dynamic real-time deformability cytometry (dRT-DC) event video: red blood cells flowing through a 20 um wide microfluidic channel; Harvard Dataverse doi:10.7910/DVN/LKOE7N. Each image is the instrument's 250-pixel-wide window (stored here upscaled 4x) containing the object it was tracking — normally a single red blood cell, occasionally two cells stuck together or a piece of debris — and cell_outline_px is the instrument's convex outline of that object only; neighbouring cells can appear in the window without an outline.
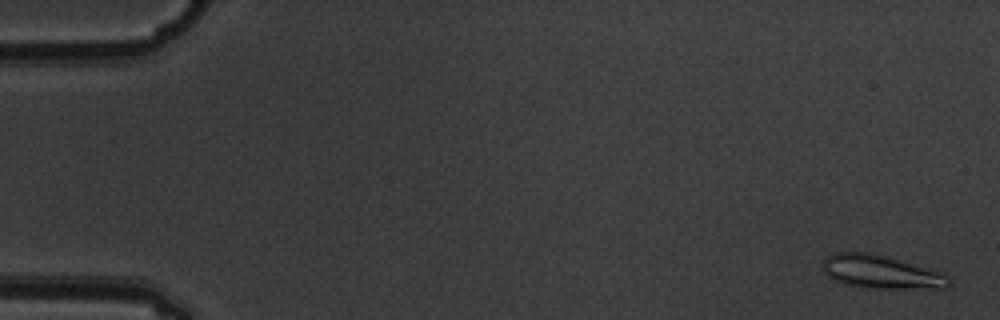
{"species": "common noctule bat (a hibernating species)", "species_latin": "Nyctalus noctula", "temperature_condition": "warm", "stored_images_in_passage": 6, "camera_frame_rate_fps": 3000, "um_per_image_px": 0.085, "animal": {"sex": "male", "body_mass_g": 19.5, "forearm_length_mm": 54.6}, "frame": {"image": 1, "passage_image": 1, "time_ms": 0.0, "image_size_px": [1000, 320], "cell_outline_px": [[952, 284], [948, 288], [868, 288], [844, 284], [832, 280], [824, 272], [824, 256], [836, 252], [872, 252], [888, 256], [940, 272], [948, 276], [952, 280]], "centroid_in_image_um": [74.89, 23.11], "position_along_channel_um": 10.1, "area_um2": 24.74}}
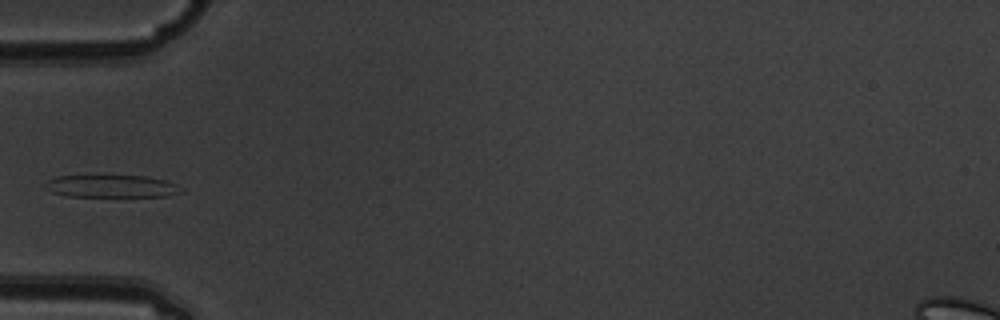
{"frame": {"image": 2, "passage_image": 6, "time_ms": 1.667, "image_size_px": [1000, 320], "cell_outline_px": [[184, 192], [168, 196], [68, 196], [52, 192], [44, 188], [44, 184], [48, 180], [56, 176], [104, 172], [144, 176], [164, 180], [176, 184]], "centroid_in_image_um": [9.4, 15.77], "position_along_channel_um": 75.6, "area_um2": 18.9}}